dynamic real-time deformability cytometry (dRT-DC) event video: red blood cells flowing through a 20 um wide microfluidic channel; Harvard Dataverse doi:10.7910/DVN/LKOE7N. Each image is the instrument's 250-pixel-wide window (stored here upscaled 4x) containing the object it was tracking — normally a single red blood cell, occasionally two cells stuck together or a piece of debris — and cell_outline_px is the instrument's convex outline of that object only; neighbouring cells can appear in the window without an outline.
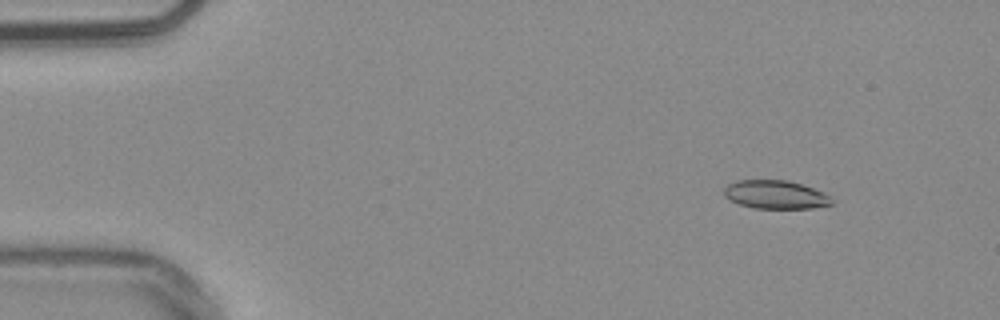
{"species": "common noctule bat (a hibernating species)", "species_latin": "Nyctalus noctula", "temperature_condition": "warm", "stored_images_in_passage": 53, "camera_frame_rate_fps": 3000, "um_per_image_px": 0.085, "animal": {"sex": "male", "body_mass_g": 20.4}, "frame": {"image": 1, "passage_image": 6, "time_ms": 1.667, "image_size_px": [1000, 320], "cell_outline_px": [[836, 200], [832, 204], [812, 208], [752, 208], [728, 200], [724, 196], [724, 188], [728, 184], [736, 180], [788, 180], [824, 192]], "centroid_in_image_um": [65.92, 16.54], "position_along_channel_um": 19.1, "area_um2": 17.98}}
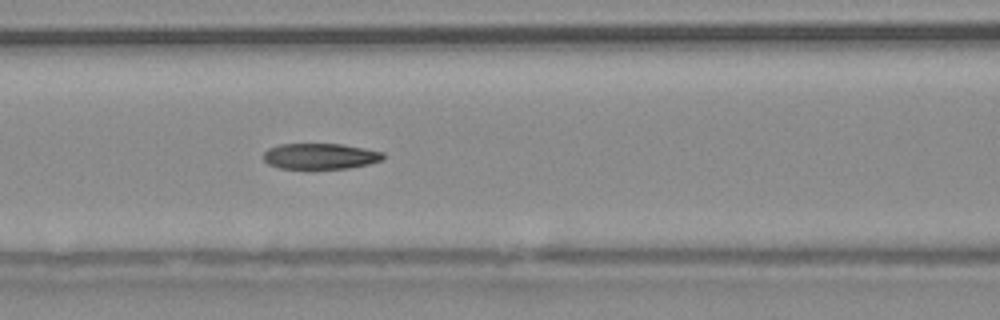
{"frame": {"image": 2, "passage_image": 23, "time_ms": 7.333, "image_size_px": [1000, 320], "cell_outline_px": [[384, 160], [368, 164], [348, 168], [280, 168], [268, 164], [264, 160], [264, 152], [268, 148], [280, 144], [340, 144], [364, 148], [384, 152]], "centroid_in_image_um": [27.23, 13.27], "position_along_channel_um": 139.4, "area_um2": 17.92}}
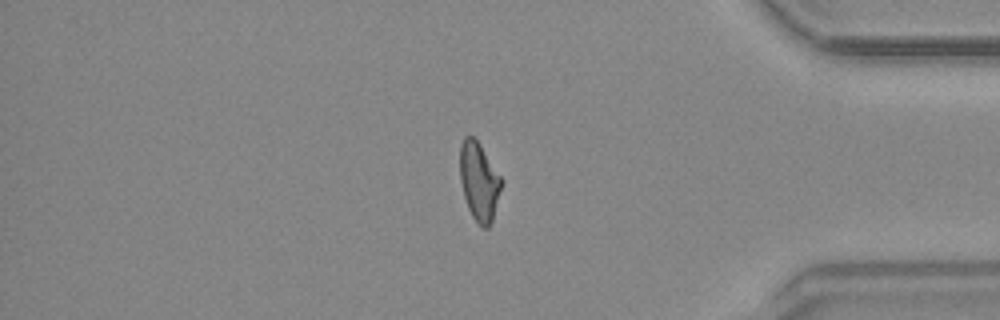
{"frame": {"image": 3, "passage_image": 45, "time_ms": 14.667, "image_size_px": [1000, 320], "cell_outline_px": [[504, 180], [492, 220], [488, 228], [484, 228], [472, 216], [468, 208], [464, 196], [460, 180], [460, 144], [464, 136], [472, 136], [480, 144]], "centroid_in_image_um": [40.73, 15.4], "position_along_channel_um": 394.5, "area_um2": 18.96}, "authors_computed_cell_mechanics": {"area_um2": 19.074, "velocity_mm_per_s": 3.8349, "shape_relaxation_time_tau1_ms": 8.8652, "shape_relaxation_time_tau2_ms": 3.2955, "deformation_change_tau1": 0.2063, "deformation_change_tau2": 0.1133}}